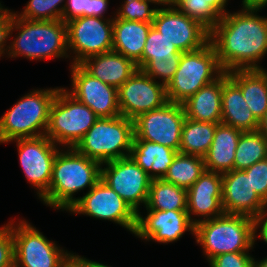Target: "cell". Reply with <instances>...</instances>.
<instances>
[{"label": "cell", "mask_w": 267, "mask_h": 267, "mask_svg": "<svg viewBox=\"0 0 267 267\" xmlns=\"http://www.w3.org/2000/svg\"><path fill=\"white\" fill-rule=\"evenodd\" d=\"M241 6L239 11L222 15L210 31L224 72L264 69L260 61L267 54V17L258 12L265 7Z\"/></svg>", "instance_id": "obj_1"}, {"label": "cell", "mask_w": 267, "mask_h": 267, "mask_svg": "<svg viewBox=\"0 0 267 267\" xmlns=\"http://www.w3.org/2000/svg\"><path fill=\"white\" fill-rule=\"evenodd\" d=\"M101 166L74 147L60 148L53 163L48 192L40 201L68 212L78 201L74 195L87 187L88 192L101 179Z\"/></svg>", "instance_id": "obj_2"}, {"label": "cell", "mask_w": 267, "mask_h": 267, "mask_svg": "<svg viewBox=\"0 0 267 267\" xmlns=\"http://www.w3.org/2000/svg\"><path fill=\"white\" fill-rule=\"evenodd\" d=\"M13 31H18L14 38ZM6 47L8 58L22 57L29 60L70 58L67 48V25L63 20H26L12 11Z\"/></svg>", "instance_id": "obj_3"}, {"label": "cell", "mask_w": 267, "mask_h": 267, "mask_svg": "<svg viewBox=\"0 0 267 267\" xmlns=\"http://www.w3.org/2000/svg\"><path fill=\"white\" fill-rule=\"evenodd\" d=\"M194 237L207 262L223 253L249 251L254 248V219L224 213L195 224Z\"/></svg>", "instance_id": "obj_4"}, {"label": "cell", "mask_w": 267, "mask_h": 267, "mask_svg": "<svg viewBox=\"0 0 267 267\" xmlns=\"http://www.w3.org/2000/svg\"><path fill=\"white\" fill-rule=\"evenodd\" d=\"M60 87L33 89L0 117V143L46 134L50 108Z\"/></svg>", "instance_id": "obj_5"}, {"label": "cell", "mask_w": 267, "mask_h": 267, "mask_svg": "<svg viewBox=\"0 0 267 267\" xmlns=\"http://www.w3.org/2000/svg\"><path fill=\"white\" fill-rule=\"evenodd\" d=\"M133 138V120L122 115L98 118L74 148L103 164L130 156Z\"/></svg>", "instance_id": "obj_6"}, {"label": "cell", "mask_w": 267, "mask_h": 267, "mask_svg": "<svg viewBox=\"0 0 267 267\" xmlns=\"http://www.w3.org/2000/svg\"><path fill=\"white\" fill-rule=\"evenodd\" d=\"M223 73L211 41L200 49L183 52L178 69L166 86L167 101L182 104Z\"/></svg>", "instance_id": "obj_7"}, {"label": "cell", "mask_w": 267, "mask_h": 267, "mask_svg": "<svg viewBox=\"0 0 267 267\" xmlns=\"http://www.w3.org/2000/svg\"><path fill=\"white\" fill-rule=\"evenodd\" d=\"M98 118L88 106L60 87L50 108L45 136L59 147H75Z\"/></svg>", "instance_id": "obj_8"}, {"label": "cell", "mask_w": 267, "mask_h": 267, "mask_svg": "<svg viewBox=\"0 0 267 267\" xmlns=\"http://www.w3.org/2000/svg\"><path fill=\"white\" fill-rule=\"evenodd\" d=\"M19 220L6 224L14 239V267H61L71 252L47 239L24 218Z\"/></svg>", "instance_id": "obj_9"}, {"label": "cell", "mask_w": 267, "mask_h": 267, "mask_svg": "<svg viewBox=\"0 0 267 267\" xmlns=\"http://www.w3.org/2000/svg\"><path fill=\"white\" fill-rule=\"evenodd\" d=\"M81 16L66 21L67 48L72 64H79L84 59L112 51L113 18ZM73 56H72V55Z\"/></svg>", "instance_id": "obj_10"}, {"label": "cell", "mask_w": 267, "mask_h": 267, "mask_svg": "<svg viewBox=\"0 0 267 267\" xmlns=\"http://www.w3.org/2000/svg\"><path fill=\"white\" fill-rule=\"evenodd\" d=\"M68 212L112 221L132 234L137 224V213L102 179L82 197H78Z\"/></svg>", "instance_id": "obj_11"}, {"label": "cell", "mask_w": 267, "mask_h": 267, "mask_svg": "<svg viewBox=\"0 0 267 267\" xmlns=\"http://www.w3.org/2000/svg\"><path fill=\"white\" fill-rule=\"evenodd\" d=\"M185 119L183 104L167 102L161 108L143 113L133 120V140L157 143L179 152Z\"/></svg>", "instance_id": "obj_12"}, {"label": "cell", "mask_w": 267, "mask_h": 267, "mask_svg": "<svg viewBox=\"0 0 267 267\" xmlns=\"http://www.w3.org/2000/svg\"><path fill=\"white\" fill-rule=\"evenodd\" d=\"M16 143L19 164L31 186L36 189L38 199L48 192L53 163L60 147L45 135L35 138H19Z\"/></svg>", "instance_id": "obj_13"}, {"label": "cell", "mask_w": 267, "mask_h": 267, "mask_svg": "<svg viewBox=\"0 0 267 267\" xmlns=\"http://www.w3.org/2000/svg\"><path fill=\"white\" fill-rule=\"evenodd\" d=\"M101 179L136 213L145 207L152 178L131 156L103 163Z\"/></svg>", "instance_id": "obj_14"}, {"label": "cell", "mask_w": 267, "mask_h": 267, "mask_svg": "<svg viewBox=\"0 0 267 267\" xmlns=\"http://www.w3.org/2000/svg\"><path fill=\"white\" fill-rule=\"evenodd\" d=\"M167 102L166 87L140 69L118 88L120 114L131 120Z\"/></svg>", "instance_id": "obj_15"}, {"label": "cell", "mask_w": 267, "mask_h": 267, "mask_svg": "<svg viewBox=\"0 0 267 267\" xmlns=\"http://www.w3.org/2000/svg\"><path fill=\"white\" fill-rule=\"evenodd\" d=\"M152 26L181 52H190L210 41V31L175 6L158 7Z\"/></svg>", "instance_id": "obj_16"}, {"label": "cell", "mask_w": 267, "mask_h": 267, "mask_svg": "<svg viewBox=\"0 0 267 267\" xmlns=\"http://www.w3.org/2000/svg\"><path fill=\"white\" fill-rule=\"evenodd\" d=\"M71 87L65 90L88 106L99 118L120 116L118 89L94 78L79 64L69 66Z\"/></svg>", "instance_id": "obj_17"}, {"label": "cell", "mask_w": 267, "mask_h": 267, "mask_svg": "<svg viewBox=\"0 0 267 267\" xmlns=\"http://www.w3.org/2000/svg\"><path fill=\"white\" fill-rule=\"evenodd\" d=\"M147 216L137 213L134 236L144 241L169 244L177 242L188 231L194 236L195 224L187 211L147 210Z\"/></svg>", "instance_id": "obj_18"}, {"label": "cell", "mask_w": 267, "mask_h": 267, "mask_svg": "<svg viewBox=\"0 0 267 267\" xmlns=\"http://www.w3.org/2000/svg\"><path fill=\"white\" fill-rule=\"evenodd\" d=\"M222 208L225 214L254 219L267 208V204L252 188L250 176L243 170L233 169L222 174Z\"/></svg>", "instance_id": "obj_19"}, {"label": "cell", "mask_w": 267, "mask_h": 267, "mask_svg": "<svg viewBox=\"0 0 267 267\" xmlns=\"http://www.w3.org/2000/svg\"><path fill=\"white\" fill-rule=\"evenodd\" d=\"M187 212L194 224L224 214L222 208V174L205 170L187 190ZM197 216L198 219L192 218Z\"/></svg>", "instance_id": "obj_20"}, {"label": "cell", "mask_w": 267, "mask_h": 267, "mask_svg": "<svg viewBox=\"0 0 267 267\" xmlns=\"http://www.w3.org/2000/svg\"><path fill=\"white\" fill-rule=\"evenodd\" d=\"M79 65L94 78L117 89L138 69L133 60L113 50L90 56Z\"/></svg>", "instance_id": "obj_21"}, {"label": "cell", "mask_w": 267, "mask_h": 267, "mask_svg": "<svg viewBox=\"0 0 267 267\" xmlns=\"http://www.w3.org/2000/svg\"><path fill=\"white\" fill-rule=\"evenodd\" d=\"M228 78V72H224L183 102L186 117L198 122L221 123L223 83Z\"/></svg>", "instance_id": "obj_22"}, {"label": "cell", "mask_w": 267, "mask_h": 267, "mask_svg": "<svg viewBox=\"0 0 267 267\" xmlns=\"http://www.w3.org/2000/svg\"><path fill=\"white\" fill-rule=\"evenodd\" d=\"M243 131L218 123L210 149L203 157L208 171L224 174L234 169L235 150Z\"/></svg>", "instance_id": "obj_23"}, {"label": "cell", "mask_w": 267, "mask_h": 267, "mask_svg": "<svg viewBox=\"0 0 267 267\" xmlns=\"http://www.w3.org/2000/svg\"><path fill=\"white\" fill-rule=\"evenodd\" d=\"M221 123L243 132L259 129V121L244 100L241 89L228 78L223 83Z\"/></svg>", "instance_id": "obj_24"}, {"label": "cell", "mask_w": 267, "mask_h": 267, "mask_svg": "<svg viewBox=\"0 0 267 267\" xmlns=\"http://www.w3.org/2000/svg\"><path fill=\"white\" fill-rule=\"evenodd\" d=\"M228 77L241 89L248 108L260 121L267 111V72L264 69L232 70Z\"/></svg>", "instance_id": "obj_25"}, {"label": "cell", "mask_w": 267, "mask_h": 267, "mask_svg": "<svg viewBox=\"0 0 267 267\" xmlns=\"http://www.w3.org/2000/svg\"><path fill=\"white\" fill-rule=\"evenodd\" d=\"M152 23L113 18L112 50L135 63L142 57L144 45Z\"/></svg>", "instance_id": "obj_26"}, {"label": "cell", "mask_w": 267, "mask_h": 267, "mask_svg": "<svg viewBox=\"0 0 267 267\" xmlns=\"http://www.w3.org/2000/svg\"><path fill=\"white\" fill-rule=\"evenodd\" d=\"M177 153L164 145L133 140L130 156L152 179H162Z\"/></svg>", "instance_id": "obj_27"}, {"label": "cell", "mask_w": 267, "mask_h": 267, "mask_svg": "<svg viewBox=\"0 0 267 267\" xmlns=\"http://www.w3.org/2000/svg\"><path fill=\"white\" fill-rule=\"evenodd\" d=\"M145 209L187 211V190L163 179H152Z\"/></svg>", "instance_id": "obj_28"}, {"label": "cell", "mask_w": 267, "mask_h": 267, "mask_svg": "<svg viewBox=\"0 0 267 267\" xmlns=\"http://www.w3.org/2000/svg\"><path fill=\"white\" fill-rule=\"evenodd\" d=\"M217 124L198 122L186 117L182 126L179 152L204 157L212 144Z\"/></svg>", "instance_id": "obj_29"}, {"label": "cell", "mask_w": 267, "mask_h": 267, "mask_svg": "<svg viewBox=\"0 0 267 267\" xmlns=\"http://www.w3.org/2000/svg\"><path fill=\"white\" fill-rule=\"evenodd\" d=\"M205 170L203 157L178 152L162 179L188 190Z\"/></svg>", "instance_id": "obj_30"}, {"label": "cell", "mask_w": 267, "mask_h": 267, "mask_svg": "<svg viewBox=\"0 0 267 267\" xmlns=\"http://www.w3.org/2000/svg\"><path fill=\"white\" fill-rule=\"evenodd\" d=\"M267 158V141L259 130L242 132L235 150L234 169L245 170Z\"/></svg>", "instance_id": "obj_31"}, {"label": "cell", "mask_w": 267, "mask_h": 267, "mask_svg": "<svg viewBox=\"0 0 267 267\" xmlns=\"http://www.w3.org/2000/svg\"><path fill=\"white\" fill-rule=\"evenodd\" d=\"M181 51L156 28L151 26L142 57L136 62L137 68L142 69L152 58H163L171 56H182Z\"/></svg>", "instance_id": "obj_32"}, {"label": "cell", "mask_w": 267, "mask_h": 267, "mask_svg": "<svg viewBox=\"0 0 267 267\" xmlns=\"http://www.w3.org/2000/svg\"><path fill=\"white\" fill-rule=\"evenodd\" d=\"M67 0H29L23 11L13 12L17 17L26 20H62Z\"/></svg>", "instance_id": "obj_33"}, {"label": "cell", "mask_w": 267, "mask_h": 267, "mask_svg": "<svg viewBox=\"0 0 267 267\" xmlns=\"http://www.w3.org/2000/svg\"><path fill=\"white\" fill-rule=\"evenodd\" d=\"M175 7L211 31L221 15L206 0H180Z\"/></svg>", "instance_id": "obj_34"}, {"label": "cell", "mask_w": 267, "mask_h": 267, "mask_svg": "<svg viewBox=\"0 0 267 267\" xmlns=\"http://www.w3.org/2000/svg\"><path fill=\"white\" fill-rule=\"evenodd\" d=\"M115 16L122 20L153 23L158 6L151 0H124ZM154 4L151 8L150 5ZM157 7V8H156Z\"/></svg>", "instance_id": "obj_35"}, {"label": "cell", "mask_w": 267, "mask_h": 267, "mask_svg": "<svg viewBox=\"0 0 267 267\" xmlns=\"http://www.w3.org/2000/svg\"><path fill=\"white\" fill-rule=\"evenodd\" d=\"M180 58L181 56L152 58L141 70L166 87L178 69Z\"/></svg>", "instance_id": "obj_36"}, {"label": "cell", "mask_w": 267, "mask_h": 267, "mask_svg": "<svg viewBox=\"0 0 267 267\" xmlns=\"http://www.w3.org/2000/svg\"><path fill=\"white\" fill-rule=\"evenodd\" d=\"M243 171L250 176V183L254 191L267 204V158Z\"/></svg>", "instance_id": "obj_37"}, {"label": "cell", "mask_w": 267, "mask_h": 267, "mask_svg": "<svg viewBox=\"0 0 267 267\" xmlns=\"http://www.w3.org/2000/svg\"><path fill=\"white\" fill-rule=\"evenodd\" d=\"M253 256L249 251L223 253L212 258L210 267H252Z\"/></svg>", "instance_id": "obj_38"}, {"label": "cell", "mask_w": 267, "mask_h": 267, "mask_svg": "<svg viewBox=\"0 0 267 267\" xmlns=\"http://www.w3.org/2000/svg\"><path fill=\"white\" fill-rule=\"evenodd\" d=\"M0 267H14V239L6 224L0 227Z\"/></svg>", "instance_id": "obj_39"}, {"label": "cell", "mask_w": 267, "mask_h": 267, "mask_svg": "<svg viewBox=\"0 0 267 267\" xmlns=\"http://www.w3.org/2000/svg\"><path fill=\"white\" fill-rule=\"evenodd\" d=\"M89 5L90 0H67L62 13V20L66 22L77 17L87 16Z\"/></svg>", "instance_id": "obj_40"}, {"label": "cell", "mask_w": 267, "mask_h": 267, "mask_svg": "<svg viewBox=\"0 0 267 267\" xmlns=\"http://www.w3.org/2000/svg\"><path fill=\"white\" fill-rule=\"evenodd\" d=\"M12 17V10L8 8H3L0 11V58L5 56L6 54V47L9 42L7 39V32L9 23Z\"/></svg>", "instance_id": "obj_41"}, {"label": "cell", "mask_w": 267, "mask_h": 267, "mask_svg": "<svg viewBox=\"0 0 267 267\" xmlns=\"http://www.w3.org/2000/svg\"><path fill=\"white\" fill-rule=\"evenodd\" d=\"M253 238H254V246L256 244L255 242L257 239H261L263 240V242L267 244V208L257 218H254Z\"/></svg>", "instance_id": "obj_42"}, {"label": "cell", "mask_w": 267, "mask_h": 267, "mask_svg": "<svg viewBox=\"0 0 267 267\" xmlns=\"http://www.w3.org/2000/svg\"><path fill=\"white\" fill-rule=\"evenodd\" d=\"M61 267H94V261L71 252Z\"/></svg>", "instance_id": "obj_43"}, {"label": "cell", "mask_w": 267, "mask_h": 267, "mask_svg": "<svg viewBox=\"0 0 267 267\" xmlns=\"http://www.w3.org/2000/svg\"><path fill=\"white\" fill-rule=\"evenodd\" d=\"M108 6L109 0H90L87 16L106 18L104 14L107 12Z\"/></svg>", "instance_id": "obj_44"}, {"label": "cell", "mask_w": 267, "mask_h": 267, "mask_svg": "<svg viewBox=\"0 0 267 267\" xmlns=\"http://www.w3.org/2000/svg\"><path fill=\"white\" fill-rule=\"evenodd\" d=\"M221 16L227 13L226 5L229 0H206Z\"/></svg>", "instance_id": "obj_45"}, {"label": "cell", "mask_w": 267, "mask_h": 267, "mask_svg": "<svg viewBox=\"0 0 267 267\" xmlns=\"http://www.w3.org/2000/svg\"><path fill=\"white\" fill-rule=\"evenodd\" d=\"M243 6L266 7L267 0H242Z\"/></svg>", "instance_id": "obj_46"}, {"label": "cell", "mask_w": 267, "mask_h": 267, "mask_svg": "<svg viewBox=\"0 0 267 267\" xmlns=\"http://www.w3.org/2000/svg\"><path fill=\"white\" fill-rule=\"evenodd\" d=\"M262 135L264 136V138L267 141V111L264 115V117L259 121V129H258Z\"/></svg>", "instance_id": "obj_47"}, {"label": "cell", "mask_w": 267, "mask_h": 267, "mask_svg": "<svg viewBox=\"0 0 267 267\" xmlns=\"http://www.w3.org/2000/svg\"><path fill=\"white\" fill-rule=\"evenodd\" d=\"M252 267H267V256L262 260H257L253 257Z\"/></svg>", "instance_id": "obj_48"}, {"label": "cell", "mask_w": 267, "mask_h": 267, "mask_svg": "<svg viewBox=\"0 0 267 267\" xmlns=\"http://www.w3.org/2000/svg\"><path fill=\"white\" fill-rule=\"evenodd\" d=\"M151 1L160 7L174 6V0H151Z\"/></svg>", "instance_id": "obj_49"}, {"label": "cell", "mask_w": 267, "mask_h": 267, "mask_svg": "<svg viewBox=\"0 0 267 267\" xmlns=\"http://www.w3.org/2000/svg\"><path fill=\"white\" fill-rule=\"evenodd\" d=\"M94 267H112V266H108V265L99 263L97 261H94Z\"/></svg>", "instance_id": "obj_50"}, {"label": "cell", "mask_w": 267, "mask_h": 267, "mask_svg": "<svg viewBox=\"0 0 267 267\" xmlns=\"http://www.w3.org/2000/svg\"><path fill=\"white\" fill-rule=\"evenodd\" d=\"M180 0H174V6L179 2Z\"/></svg>", "instance_id": "obj_51"}, {"label": "cell", "mask_w": 267, "mask_h": 267, "mask_svg": "<svg viewBox=\"0 0 267 267\" xmlns=\"http://www.w3.org/2000/svg\"><path fill=\"white\" fill-rule=\"evenodd\" d=\"M4 7L2 6L1 2H0V11L3 9Z\"/></svg>", "instance_id": "obj_52"}]
</instances>
